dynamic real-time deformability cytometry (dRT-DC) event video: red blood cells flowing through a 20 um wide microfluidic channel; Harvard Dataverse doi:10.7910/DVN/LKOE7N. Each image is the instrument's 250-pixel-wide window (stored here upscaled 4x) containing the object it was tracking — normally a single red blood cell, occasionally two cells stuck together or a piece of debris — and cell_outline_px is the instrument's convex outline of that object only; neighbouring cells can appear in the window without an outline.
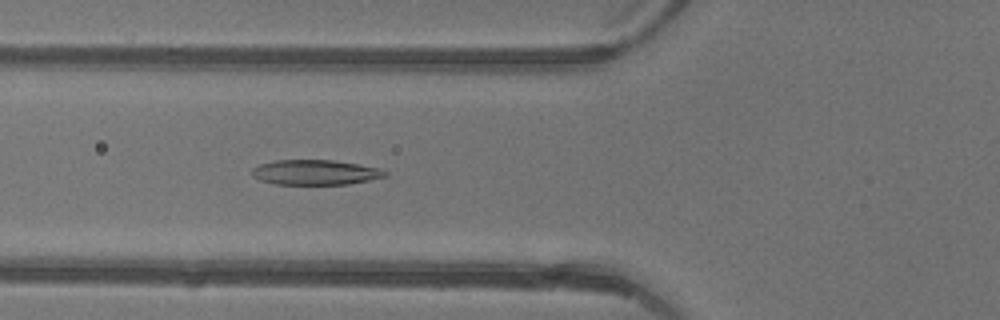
{"species": "common noctule bat (a hibernating species)", "species_latin": "Nyctalus noctula", "temperature_condition": "warm", "stored_images_in_passage": 40, "camera_frame_rate_fps": 3000, "um_per_image_px": 0.085, "animal": {"sex": "female"}, "frame": {"image": 1, "passage_image": 11, "time_ms": 3.333, "image_size_px": [1000, 320], "cell_outline_px": [[388, 176], [348, 184], [276, 184], [260, 180], [252, 176], [252, 168], [260, 164], [276, 160], [336, 160], [380, 168], [388, 172]], "centroid_in_image_um": [26.81, 14.64], "position_along_channel_um": 99.0, "area_um2": 19.42}}
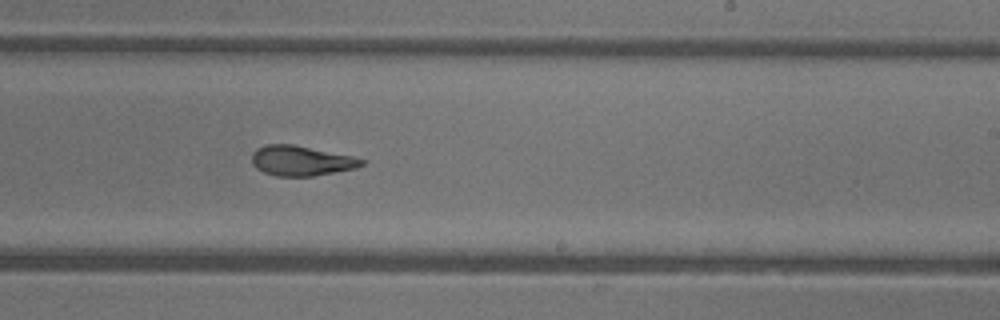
{"frame": {"image": 2, "passage_image": 22, "time_ms": 7.0, "image_size_px": [1000, 320], "cell_outline_px": [[364, 164], [356, 168], [312, 176], [276, 176], [264, 172], [256, 168], [252, 164], [252, 152], [256, 148], [264, 144], [292, 144], [352, 156], [364, 160]], "centroid_in_image_um": [25.55, 13.66], "position_along_channel_um": 263.4, "area_um2": 19.13}}
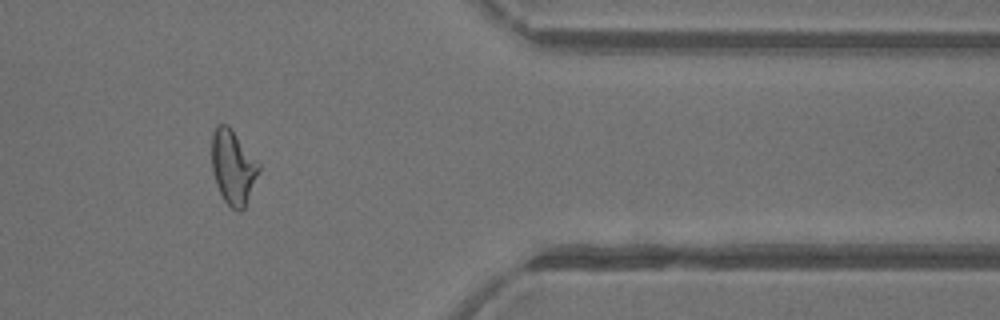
{"frame": {"image": 3, "passage_image": 32, "time_ms": 10.333, "image_size_px": [1000, 320], "cell_outline_px": [[260, 172], [244, 208], [240, 212], [236, 212], [224, 200], [216, 184], [212, 168], [212, 132], [216, 124], [228, 124], [260, 164]], "centroid_in_image_um": [19.81, 14.2], "position_along_channel_um": 391.6, "area_um2": 20.46}, "authors_computed_cell_mechanics": {"area_um2": 20.0566, "velocity_mm_per_s": 4.4736, "shape_relaxation_time_tau1_ms": 7.1326, "shape_relaxation_time_tau2_ms": 2.3425, "deformation_change_tau1": 0.222, "deformation_change_tau2": 0.1086}}